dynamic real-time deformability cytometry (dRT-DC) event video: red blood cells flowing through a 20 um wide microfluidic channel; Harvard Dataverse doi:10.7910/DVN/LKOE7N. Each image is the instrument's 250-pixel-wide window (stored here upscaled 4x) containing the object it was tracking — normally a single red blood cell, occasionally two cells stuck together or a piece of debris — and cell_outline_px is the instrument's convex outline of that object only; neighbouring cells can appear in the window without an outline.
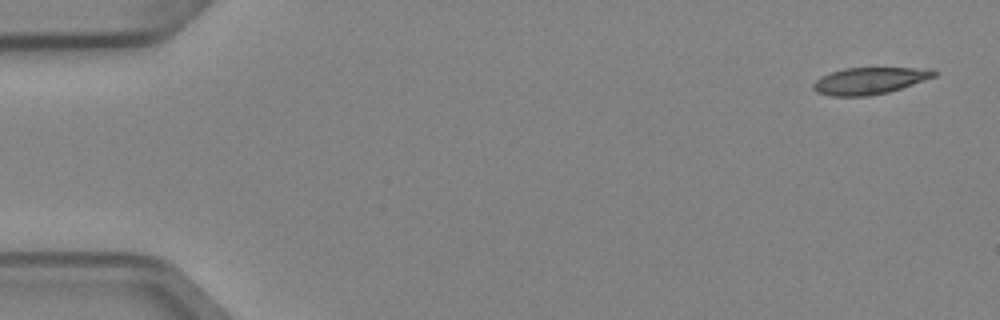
{"species": "Egyptian fruit bat (a non-hibernating species)", "species_latin": "Rousettus aegyptiacus", "temperature_condition": "cold", "stored_images_in_passage": 6, "camera_frame_rate_fps": 3000, "um_per_image_px": 0.085, "animal": {"sex": "female"}, "frame": {"image": 1, "passage_image": 1, "time_ms": 0.0, "image_size_px": [1000, 320], "cell_outline_px": [[940, 72], [936, 76], [888, 92], [868, 96], [832, 96], [816, 92], [812, 88], [812, 84], [820, 76], [844, 68], [932, 68]], "centroid_in_image_um": [73.91, 6.86], "position_along_channel_um": 11.1, "area_um2": 18.9}}
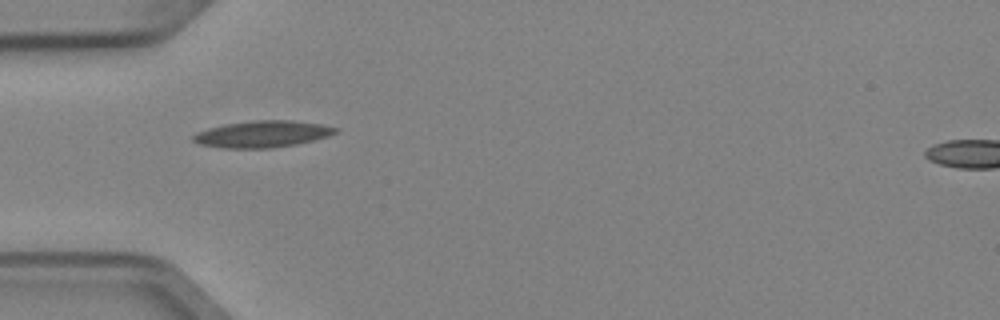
{"frame": {"image": 2, "passage_image": 5, "time_ms": 1.333, "image_size_px": [1000, 320], "cell_outline_px": [[340, 128], [336, 132], [328, 136], [296, 144], [272, 148], [224, 148], [200, 144], [192, 140], [192, 136], [196, 132], [208, 128], [224, 124], [252, 120], [292, 120], [324, 124]], "centroid_in_image_um": [22.31, 11.38], "position_along_channel_um": 62.7, "area_um2": 22.2}}
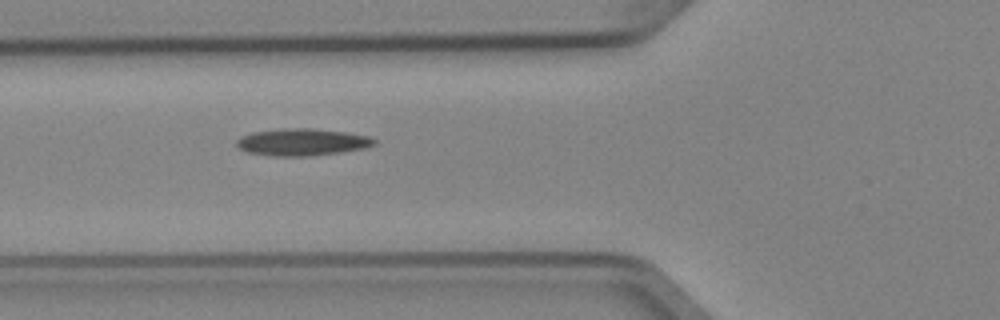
{"frame": {"image": 3, "passage_image": 6, "time_ms": 1.667, "image_size_px": [1000, 320], "cell_outline_px": [[376, 144], [368, 148], [312, 156], [268, 156], [248, 152], [240, 148], [236, 144], [236, 140], [240, 136], [252, 132], [284, 128], [312, 128], [344, 132], [368, 136], [376, 140]], "centroid_in_image_um": [25.68, 12.08], "position_along_channel_um": 100.1, "area_um2": 21.85}}